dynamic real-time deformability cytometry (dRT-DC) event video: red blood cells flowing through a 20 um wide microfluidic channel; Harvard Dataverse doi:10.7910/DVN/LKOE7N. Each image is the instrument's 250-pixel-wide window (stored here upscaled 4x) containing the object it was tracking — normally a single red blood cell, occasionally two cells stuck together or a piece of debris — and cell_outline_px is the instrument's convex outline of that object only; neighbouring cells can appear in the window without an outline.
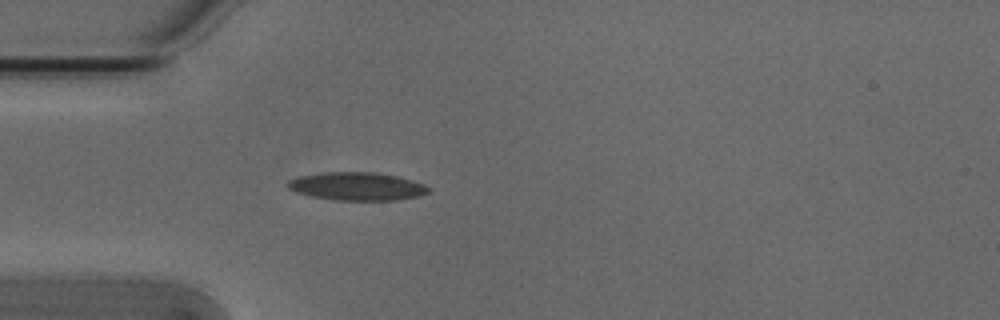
{"species": "Egyptian fruit bat (a non-hibernating species)", "species_latin": "Rousettus aegyptiacus", "temperature_condition": "cold", "stored_images_in_passage": 5, "camera_frame_rate_fps": 3000, "um_per_image_px": 0.085, "animal": {"sex": "male"}, "frame": {"image": 1, "passage_image": 5, "time_ms": 1.333, "image_size_px": [1000, 320], "cell_outline_px": [[432, 188], [428, 192], [420, 196], [396, 200], [332, 200], [312, 196], [296, 192], [288, 188], [288, 180], [300, 176], [320, 172], [372, 172], [396, 176], [412, 180], [424, 184]], "centroid_in_image_um": [30.36, 15.84], "position_along_channel_um": 54.6, "area_um2": 23.06}}